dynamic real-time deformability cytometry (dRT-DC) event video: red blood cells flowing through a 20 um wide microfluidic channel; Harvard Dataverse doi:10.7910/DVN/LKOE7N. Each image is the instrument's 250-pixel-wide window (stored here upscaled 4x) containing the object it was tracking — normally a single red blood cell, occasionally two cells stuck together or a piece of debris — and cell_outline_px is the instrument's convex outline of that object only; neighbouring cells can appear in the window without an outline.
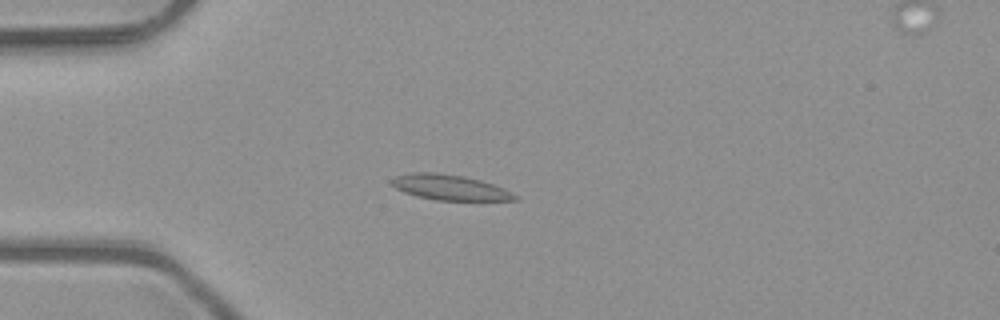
{"species": "common noctule bat (a hibernating species)", "species_latin": "Nyctalus noctula", "temperature_condition": "room temperature", "stored_images_in_passage": 4, "camera_frame_rate_fps": 3000, "um_per_image_px": 0.085, "animal": {"sex": "male", "body_mass_g": 23.1, "forearm_length_mm": 52.7}, "frame": {"image": 1, "passage_image": 3, "time_ms": 0.667, "image_size_px": [1000, 320], "cell_outline_px": [[520, 200], [436, 200], [416, 196], [404, 192], [396, 188], [392, 184], [392, 180], [396, 176], [412, 172], [436, 172], [464, 176], [480, 180], [504, 188], [520, 196]], "centroid_in_image_um": [38.27, 15.93], "position_along_channel_um": 46.7, "area_um2": 18.21}}